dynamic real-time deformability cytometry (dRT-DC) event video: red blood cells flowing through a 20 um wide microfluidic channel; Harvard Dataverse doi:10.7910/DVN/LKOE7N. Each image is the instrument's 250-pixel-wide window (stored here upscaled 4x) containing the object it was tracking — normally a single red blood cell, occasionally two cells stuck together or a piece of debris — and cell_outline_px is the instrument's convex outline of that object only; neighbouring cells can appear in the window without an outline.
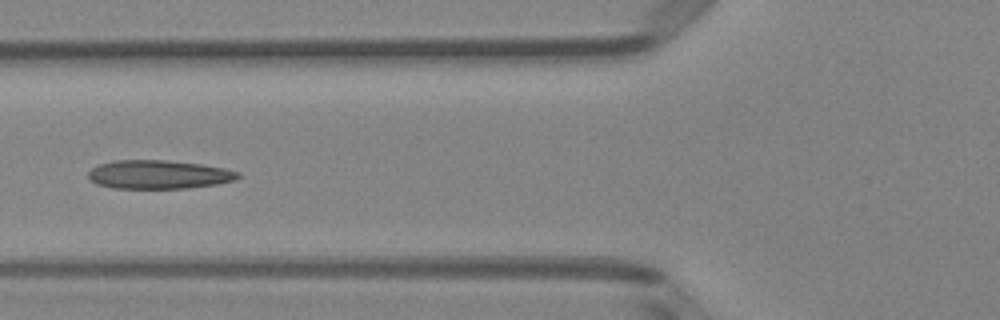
{"species": "Egyptian fruit bat (a non-hibernating species)", "species_latin": "Rousettus aegyptiacus", "temperature_condition": "room temperature", "stored_images_in_passage": 31, "camera_frame_rate_fps": 3000, "um_per_image_px": 0.085, "animal": {"sex": "female"}, "frame": {"image": 1, "passage_image": 14, "time_ms": 4.333, "image_size_px": [1000, 320], "cell_outline_px": [[240, 176], [236, 180], [216, 184], [188, 188], [112, 188], [96, 184], [88, 180], [88, 172], [92, 168], [100, 164], [116, 160], [164, 160], [204, 164], [224, 168], [240, 172]], "centroid_in_image_um": [13.49, 14.83], "position_along_channel_um": 112.3, "area_um2": 25.14}}